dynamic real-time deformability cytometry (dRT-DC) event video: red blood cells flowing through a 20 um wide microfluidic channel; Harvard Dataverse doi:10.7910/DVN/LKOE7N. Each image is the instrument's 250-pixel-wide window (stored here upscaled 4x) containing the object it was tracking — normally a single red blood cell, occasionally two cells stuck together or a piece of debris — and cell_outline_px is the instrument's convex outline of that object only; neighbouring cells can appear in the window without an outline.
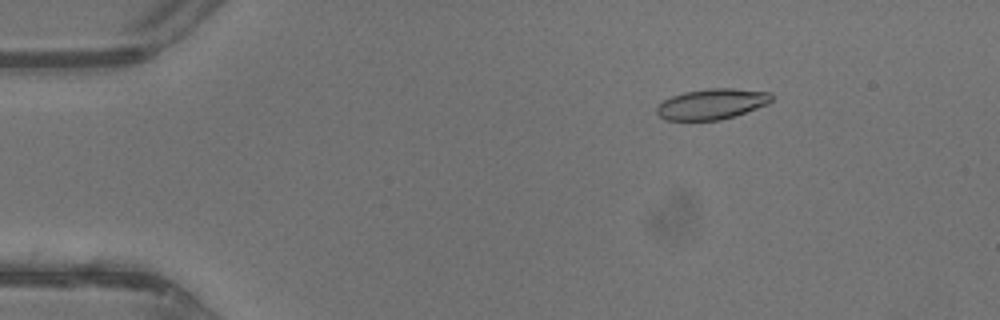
{"species": "common noctule bat (a hibernating species)", "species_latin": "Nyctalus noctula", "temperature_condition": "warm", "stored_images_in_passage": 38, "camera_frame_rate_fps": 3000, "um_per_image_px": 0.085, "animal": {"sex": "male", "body_mass_g": 13.3}, "frame": {"image": 1, "passage_image": 1, "time_ms": 0.0, "image_size_px": [1000, 320], "cell_outline_px": [[772, 100], [768, 104], [720, 120], [664, 120], [656, 112], [656, 108], [664, 100], [672, 96], [684, 92], [708, 88], [732, 88], [772, 92]], "centroid_in_image_um": [60.51, 8.83], "position_along_channel_um": 24.5, "area_um2": 20.35}}
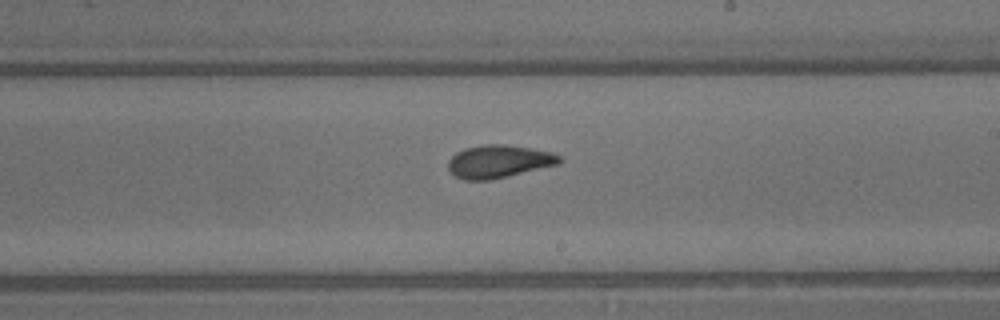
{"frame": {"image": 2, "passage_image": 20, "time_ms": 6.333, "image_size_px": [1000, 320], "cell_outline_px": [[564, 160], [560, 164], [492, 180], [464, 180], [456, 176], [448, 168], [448, 160], [456, 152], [464, 148], [484, 144], [504, 144], [552, 152], [560, 156]], "centroid_in_image_um": [42.41, 13.72], "position_along_channel_um": 246.6, "area_um2": 21.44}}
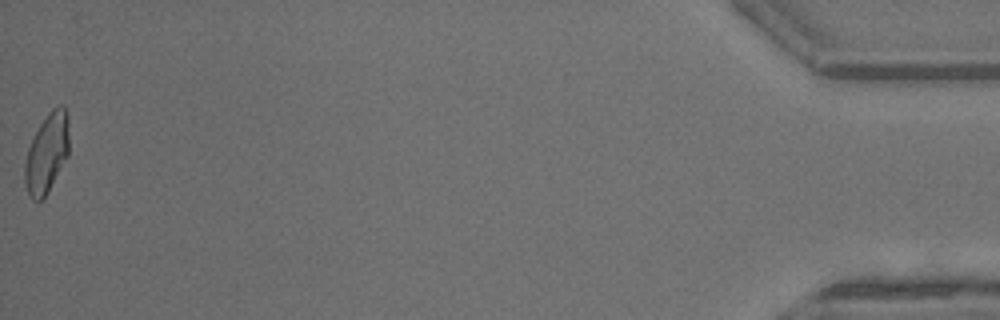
{"frame": {"image": 3, "passage_image": 38, "time_ms": 12.333, "image_size_px": [1000, 320], "cell_outline_px": [[68, 156], [48, 192], [40, 200], [32, 200], [28, 196], [24, 184], [24, 164], [28, 148], [40, 124], [48, 112], [52, 108], [60, 104], [64, 104], [68, 116]], "centroid_in_image_um": [3.97, 13.02], "position_along_channel_um": 431.2, "area_um2": 20.63}, "authors_computed_cell_mechanics": {"area_um2": 20.4901, "velocity_mm_per_s": 4.775, "shape_relaxation_time_tau1_ms": 2.7039, "shape_relaxation_time_tau2_ms": 1.3022, "deformation_change_tau1": 0.1562, "deformation_change_tau2": 0.0896}}